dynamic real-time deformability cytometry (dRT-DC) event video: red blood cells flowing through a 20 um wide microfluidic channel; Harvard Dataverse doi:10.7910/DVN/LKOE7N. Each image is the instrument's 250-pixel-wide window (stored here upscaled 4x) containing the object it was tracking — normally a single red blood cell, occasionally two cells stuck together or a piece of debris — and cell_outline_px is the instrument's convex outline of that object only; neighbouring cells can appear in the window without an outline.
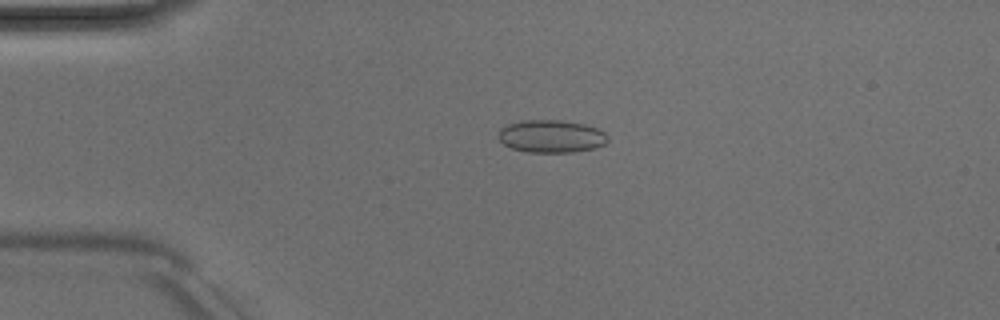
{"species": "Egyptian fruit bat (a non-hibernating species)", "species_latin": "Rousettus aegyptiacus", "temperature_condition": "room temperature", "stored_images_in_passage": 43, "camera_frame_rate_fps": 3000, "um_per_image_px": 0.085, "animal": {"sex": "male"}, "frame": {"image": 1, "passage_image": 5, "time_ms": 1.333, "image_size_px": [1000, 320], "cell_outline_px": [[608, 140], [604, 144], [596, 148], [572, 152], [528, 152], [512, 148], [504, 144], [500, 140], [500, 128], [508, 124], [520, 120], [560, 120], [584, 124], [596, 128], [604, 132], [608, 136]], "centroid_in_image_um": [46.87, 11.58], "position_along_channel_um": 38.1, "area_um2": 20.75}}
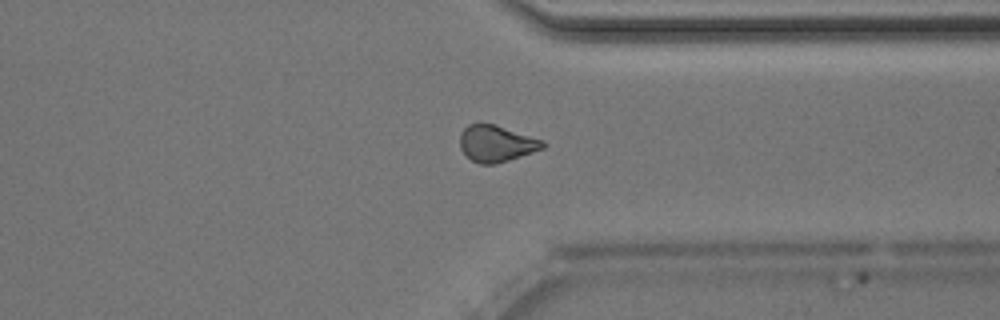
{"frame": {"image": 2, "passage_image": 32, "time_ms": 10.333, "image_size_px": [1000, 320], "cell_outline_px": [[544, 148], [508, 160], [492, 164], [480, 164], [472, 160], [460, 148], [460, 136], [464, 128], [468, 124], [496, 124], [544, 140]], "centroid_in_image_um": [42.2, 12.19], "position_along_channel_um": 369.2, "area_um2": 17.4}}
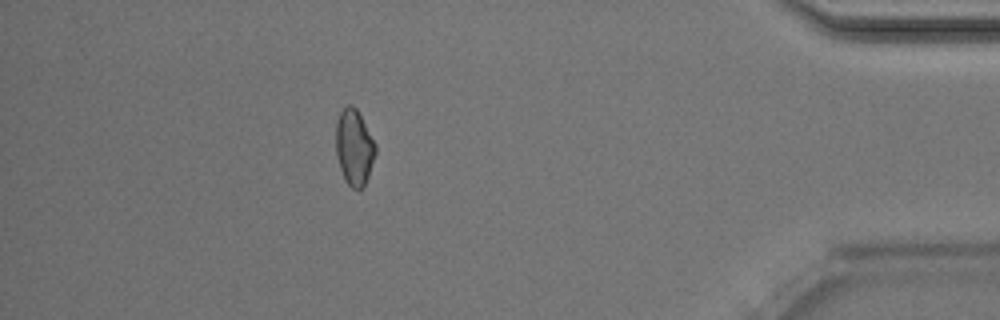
{"frame": {"image": 3, "passage_image": 38, "time_ms": 12.333, "image_size_px": [1000, 320], "cell_outline_px": [[376, 152], [368, 176], [364, 184], [360, 188], [352, 188], [344, 180], [340, 168], [336, 152], [336, 120], [340, 112], [348, 104], [352, 104], [356, 108], [376, 144]], "centroid_in_image_um": [30.09, 12.5], "position_along_channel_um": 405.1, "area_um2": 17.34}, "authors_computed_cell_mechanics": {"area_um2": 17.918, "velocity_mm_per_s": 4.0497, "shape_relaxation_time_tau1_ms": null, "shape_relaxation_time_tau2_ms": 3.6698, "deformation_change_tau1": null, "deformation_change_tau2": 0.0654}}